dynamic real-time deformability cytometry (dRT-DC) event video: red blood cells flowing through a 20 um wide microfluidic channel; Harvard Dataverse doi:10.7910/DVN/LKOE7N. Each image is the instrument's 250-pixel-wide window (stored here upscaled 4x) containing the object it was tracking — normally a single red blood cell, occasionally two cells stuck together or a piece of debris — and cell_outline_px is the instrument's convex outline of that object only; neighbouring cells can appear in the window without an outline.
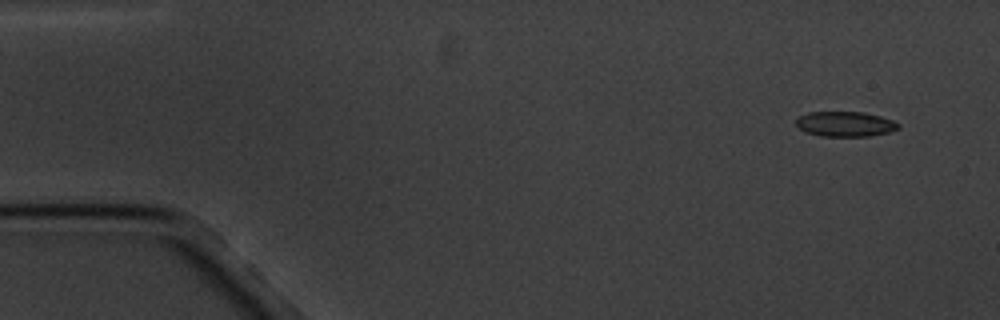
{"species": "common noctule bat (a hibernating species)", "species_latin": "Nyctalus noctula", "temperature_condition": "cold", "stored_images_in_passage": 4, "camera_frame_rate_fps": 3000, "um_per_image_px": 0.085, "animal": {"sex": "male", "body_mass_g": 20.1, "forearm_length_mm": 53.5}, "frame": {"image": 1, "passage_image": 1, "time_ms": 0.0, "image_size_px": [1000, 320], "cell_outline_px": [[900, 128], [888, 132], [868, 136], [820, 136], [804, 132], [796, 124], [796, 120], [800, 116], [808, 112], [864, 112], [880, 116], [892, 120], [900, 124]], "centroid_in_image_um": [71.84, 10.54], "position_along_channel_um": 13.2, "area_um2": 14.91}}
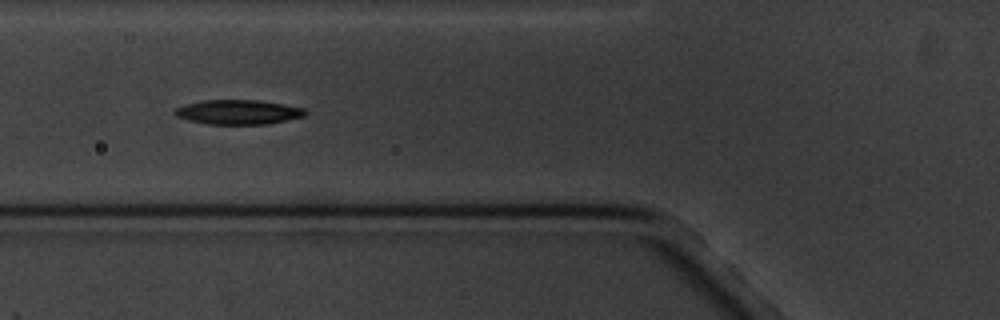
{"frame": {"image": 2, "passage_image": 3, "time_ms": 2.333, "image_size_px": [1000, 320], "cell_outline_px": [[308, 112], [304, 116], [268, 124], [208, 124], [188, 120], [176, 116], [172, 112], [176, 108], [184, 104], [200, 100], [260, 100], [284, 104], [304, 108]], "centroid_in_image_um": [20.23, 9.52], "position_along_channel_um": 105.6, "area_um2": 18.79}}
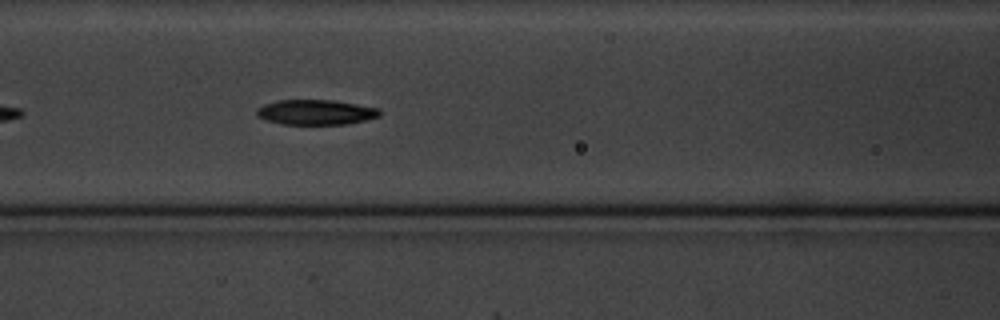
{"frame": {"image": 3, "passage_image": 4, "time_ms": 3.333, "image_size_px": [1000, 320], "cell_outline_px": [[380, 116], [348, 124], [280, 124], [264, 120], [256, 116], [256, 108], [264, 104], [276, 100], [332, 100], [380, 108]], "centroid_in_image_um": [26.79, 9.54], "position_along_channel_um": 139.8, "area_um2": 18.09}}